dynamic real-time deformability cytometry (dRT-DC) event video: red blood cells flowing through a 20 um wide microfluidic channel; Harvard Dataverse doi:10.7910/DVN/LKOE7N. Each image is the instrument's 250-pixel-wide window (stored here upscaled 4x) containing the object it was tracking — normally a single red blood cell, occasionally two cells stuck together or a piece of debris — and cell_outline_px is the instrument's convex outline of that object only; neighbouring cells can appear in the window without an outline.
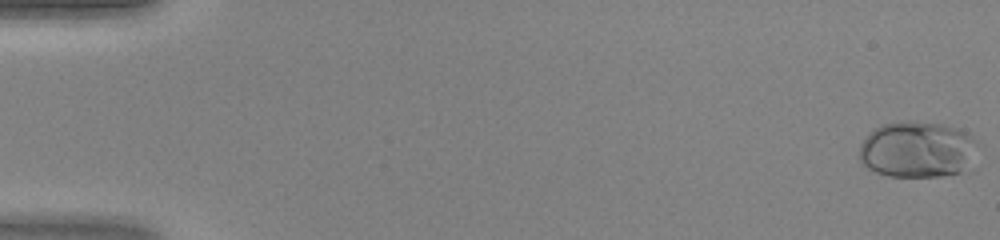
{"species": "human", "species_latin": "Homo sapiens", "temperature_condition": "warm", "stored_images_in_passage": 47, "camera_frame_rate_fps": 3000, "um_per_image_px": 0.085, "donor": {"sex": "female"}, "frame": {"image": 1, "passage_image": 1, "time_ms": 0.0, "image_size_px": [1000, 240], "cell_outline_px": [[980, 144], [968, 168], [960, 172], [940, 176], [888, 176], [876, 172], [868, 168], [860, 160], [860, 144], [876, 128], [884, 124], [908, 120], [916, 120], [940, 124], [960, 128], [968, 132]], "centroid_in_image_um": [78.03, 12.7], "position_along_channel_um": 7.0, "area_um2": 39.07}}
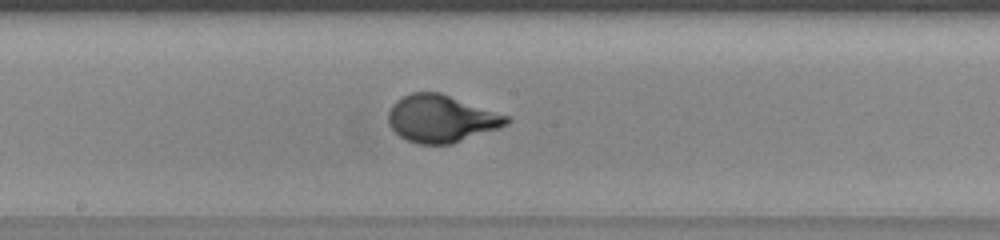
{"frame": {"image": 2, "passage_image": 26, "time_ms": 8.333, "image_size_px": [1000, 240], "cell_outline_px": [[512, 120], [508, 124], [500, 128], [452, 144], [416, 144], [400, 136], [388, 124], [388, 112], [392, 104], [396, 100], [412, 92], [440, 92], [508, 116]], "centroid_in_image_um": [37.5, 10.09], "position_along_channel_um": 210.7, "area_um2": 32.6}}
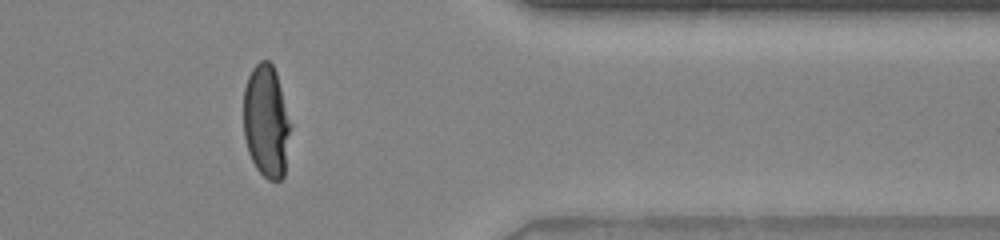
{"frame": {"image": 3, "passage_image": 39, "time_ms": 12.667, "image_size_px": [1000, 240], "cell_outline_px": [[292, 128], [284, 176], [280, 180], [268, 180], [256, 168], [248, 152], [244, 136], [244, 88], [248, 76], [252, 68], [260, 60], [268, 60], [272, 64], [276, 72], [292, 124]], "centroid_in_image_um": [22.66, 10.32], "position_along_channel_um": 388.7, "area_um2": 31.33}}